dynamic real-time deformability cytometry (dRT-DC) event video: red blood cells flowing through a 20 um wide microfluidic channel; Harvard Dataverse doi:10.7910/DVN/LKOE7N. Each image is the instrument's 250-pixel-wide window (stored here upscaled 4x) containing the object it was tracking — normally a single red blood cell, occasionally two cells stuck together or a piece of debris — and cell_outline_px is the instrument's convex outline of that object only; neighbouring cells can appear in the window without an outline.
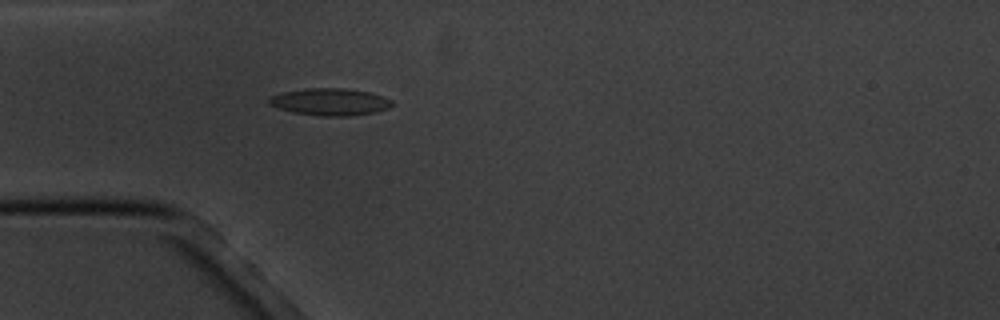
{"species": "common noctule bat (a hibernating species)", "species_latin": "Nyctalus noctula", "temperature_condition": "cold", "stored_images_in_passage": 5, "camera_frame_rate_fps": 3000, "um_per_image_px": 0.085, "animal": {"sex": "male", "body_mass_g": 20.1, "forearm_length_mm": 53.5}, "frame": {"image": 1, "passage_image": 5, "time_ms": 4.667, "image_size_px": [1000, 320], "cell_outline_px": [[392, 104], [388, 108], [376, 112], [348, 116], [320, 116], [292, 112], [276, 108], [268, 104], [268, 96], [284, 92], [308, 88], [344, 88], [368, 92], [392, 100]], "centroid_in_image_um": [27.99, 8.66], "position_along_channel_um": 57.0, "area_um2": 19.42}}